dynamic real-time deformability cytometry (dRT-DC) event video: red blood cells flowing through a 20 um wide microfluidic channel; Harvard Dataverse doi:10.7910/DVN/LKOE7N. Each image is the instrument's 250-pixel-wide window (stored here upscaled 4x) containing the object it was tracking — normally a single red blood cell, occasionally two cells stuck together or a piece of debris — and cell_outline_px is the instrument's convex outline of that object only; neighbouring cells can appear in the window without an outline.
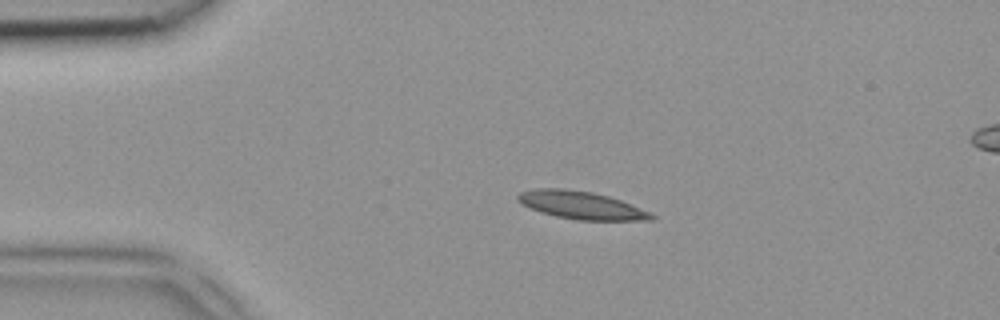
{"species": "common noctule bat (a hibernating species)", "species_latin": "Nyctalus noctula", "temperature_condition": "room temperature", "stored_images_in_passage": 4, "camera_frame_rate_fps": 3000, "um_per_image_px": 0.085, "animal": {"sex": "female", "body_mass_g": 18.4}, "frame": {"image": 1, "passage_image": 2, "time_ms": 0.333, "image_size_px": [1000, 320], "cell_outline_px": [[656, 216], [652, 220], [576, 220], [556, 216], [540, 212], [516, 200], [516, 196], [520, 192], [536, 188], [564, 188], [592, 192], [608, 196], [620, 200], [648, 212]], "centroid_in_image_um": [49.36, 17.43], "position_along_channel_um": 35.6, "area_um2": 21.39}}